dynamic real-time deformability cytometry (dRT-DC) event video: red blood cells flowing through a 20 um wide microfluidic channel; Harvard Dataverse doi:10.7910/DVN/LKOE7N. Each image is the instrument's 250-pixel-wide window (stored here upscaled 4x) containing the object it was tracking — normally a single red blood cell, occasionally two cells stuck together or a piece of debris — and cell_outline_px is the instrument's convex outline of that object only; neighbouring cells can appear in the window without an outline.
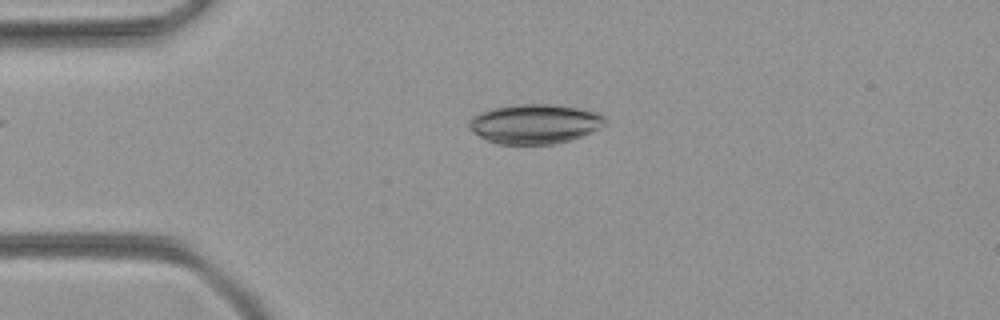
{"species": "common noctule bat (a hibernating species)", "species_latin": "Nyctalus noctula", "temperature_condition": "room temperature", "stored_images_in_passage": 44, "camera_frame_rate_fps": 3000, "um_per_image_px": 0.085, "animal": {"sex": "female", "body_mass_g": 21.9}, "frame": {"image": 1, "passage_image": 6, "time_ms": 1.667, "image_size_px": [1000, 320], "cell_outline_px": [[608, 120], [600, 128], [592, 132], [568, 140], [552, 144], [500, 144], [488, 140], [480, 136], [468, 128], [468, 120], [484, 112], [496, 108], [520, 104], [552, 104], [576, 108], [596, 112], [604, 116]], "centroid_in_image_um": [45.49, 10.53], "position_along_channel_um": 39.5, "area_um2": 30.87}}
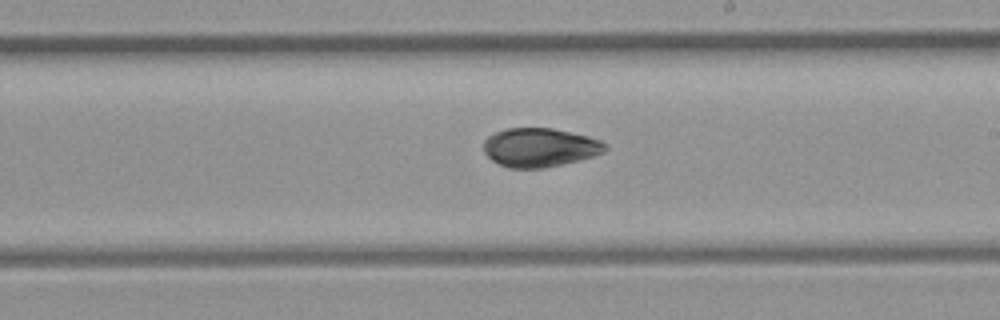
{"frame": {"image": 2, "passage_image": 23, "time_ms": 7.333, "image_size_px": [1000, 320], "cell_outline_px": [[608, 148], [604, 152], [592, 156], [544, 168], [508, 168], [492, 160], [484, 152], [484, 140], [492, 132], [508, 128], [552, 128], [588, 136], [600, 140], [608, 144]], "centroid_in_image_um": [45.87, 12.52], "position_along_channel_um": 243.1, "area_um2": 27.46}}
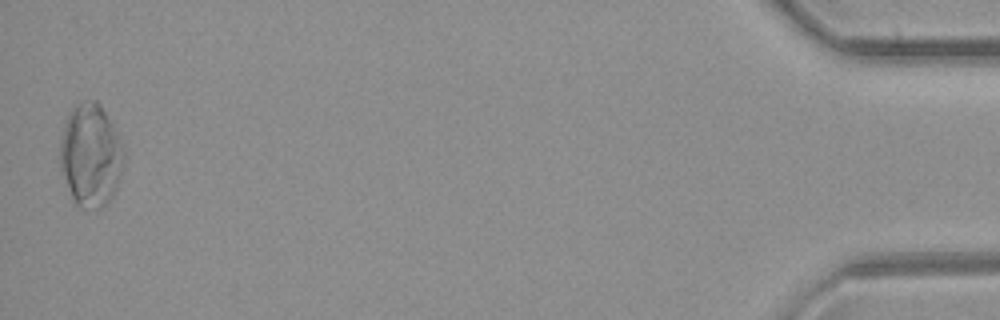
{"frame": {"image": 3, "passage_image": 44, "time_ms": 14.333, "image_size_px": [1000, 320], "cell_outline_px": [[124, 160], [120, 180], [112, 196], [100, 208], [96, 208], [76, 204], [72, 196], [60, 168], [60, 140], [64, 124], [68, 112], [80, 100], [96, 100], [100, 104], [120, 136], [124, 148]], "centroid_in_image_um": [7.72, 13.13], "position_along_channel_um": 427.5, "area_um2": 38.26}}